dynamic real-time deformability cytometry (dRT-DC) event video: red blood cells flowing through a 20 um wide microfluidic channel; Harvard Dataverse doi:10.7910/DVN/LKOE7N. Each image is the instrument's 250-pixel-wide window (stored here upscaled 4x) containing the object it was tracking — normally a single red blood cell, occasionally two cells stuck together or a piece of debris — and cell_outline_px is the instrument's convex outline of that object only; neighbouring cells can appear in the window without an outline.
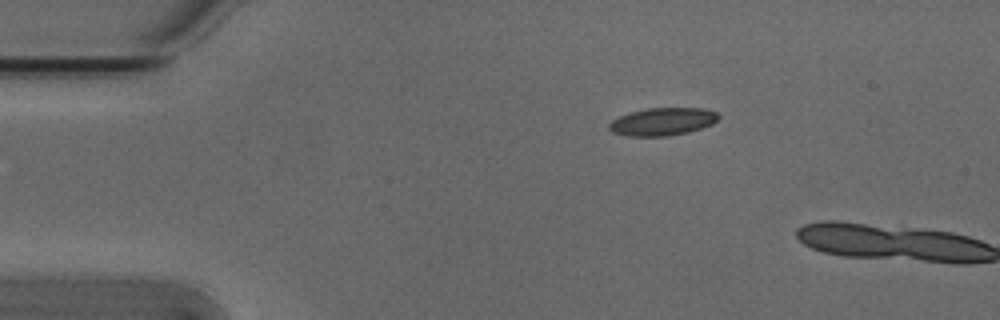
{"species": "Egyptian fruit bat (a non-hibernating species)", "species_latin": "Rousettus aegyptiacus", "temperature_condition": "cold", "stored_images_in_passage": 2, "camera_frame_rate_fps": 3000, "um_per_image_px": 0.085, "animal": {"sex": "male"}, "frame": {"image": 1, "passage_image": 1, "time_ms": 0.0, "image_size_px": [1000, 320], "cell_outline_px": [[720, 116], [712, 124], [688, 132], [668, 136], [624, 136], [612, 132], [608, 128], [608, 124], [612, 120], [620, 116], [632, 112], [648, 108], [704, 108], [716, 112]], "centroid_in_image_um": [56.3, 10.34], "position_along_channel_um": 28.7, "area_um2": 17.63}}